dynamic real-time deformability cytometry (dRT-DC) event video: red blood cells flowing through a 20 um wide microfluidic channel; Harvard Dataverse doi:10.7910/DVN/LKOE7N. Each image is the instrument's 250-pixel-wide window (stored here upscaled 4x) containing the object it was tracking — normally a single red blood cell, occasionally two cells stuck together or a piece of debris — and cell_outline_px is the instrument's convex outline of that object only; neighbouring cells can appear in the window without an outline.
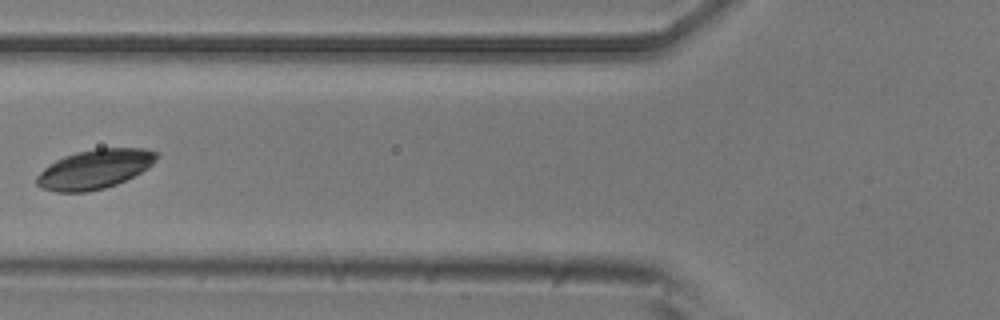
{"species": "common noctule bat (a hibernating species)", "species_latin": "Nyctalus noctula", "temperature_condition": "room temperature", "stored_images_in_passage": 9, "camera_frame_rate_fps": 3000, "um_per_image_px": 0.085, "animal": {"sex": "male", "body_mass_g": 20.5, "forearm_length_mm": 52.5}, "frame": {"image": 1, "passage_image": 7, "time_ms": 7.0, "image_size_px": [1000, 320], "cell_outline_px": [[160, 156], [148, 168], [116, 184], [104, 188], [88, 192], [56, 192], [44, 188], [36, 184], [36, 176], [44, 168], [56, 160], [64, 156], [76, 152], [96, 148], [148, 148], [160, 152]], "centroid_in_image_um": [8.08, 14.36], "position_along_channel_um": 117.7, "area_um2": 27.51}}
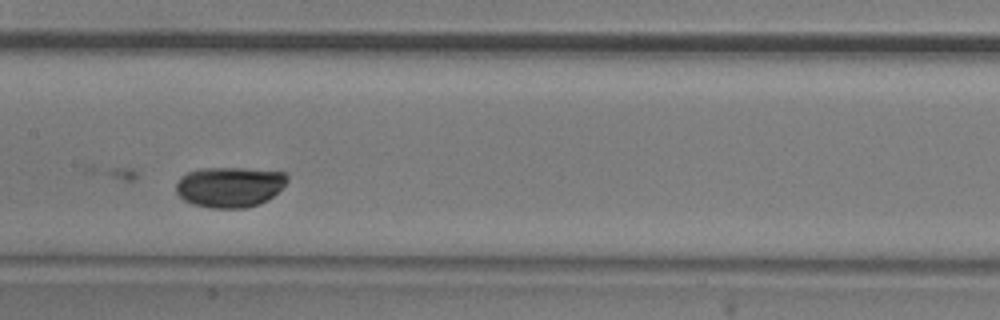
{"frame": {"image": 2, "passage_image": 9, "time_ms": 9.0, "image_size_px": [1000, 320], "cell_outline_px": [[288, 180], [272, 196], [260, 204], [244, 208], [208, 208], [192, 204], [184, 200], [176, 192], [176, 184], [180, 176], [188, 172], [200, 168], [244, 168], [288, 172]], "centroid_in_image_um": [19.5, 15.88], "position_along_channel_um": 187.9, "area_um2": 26.36}}